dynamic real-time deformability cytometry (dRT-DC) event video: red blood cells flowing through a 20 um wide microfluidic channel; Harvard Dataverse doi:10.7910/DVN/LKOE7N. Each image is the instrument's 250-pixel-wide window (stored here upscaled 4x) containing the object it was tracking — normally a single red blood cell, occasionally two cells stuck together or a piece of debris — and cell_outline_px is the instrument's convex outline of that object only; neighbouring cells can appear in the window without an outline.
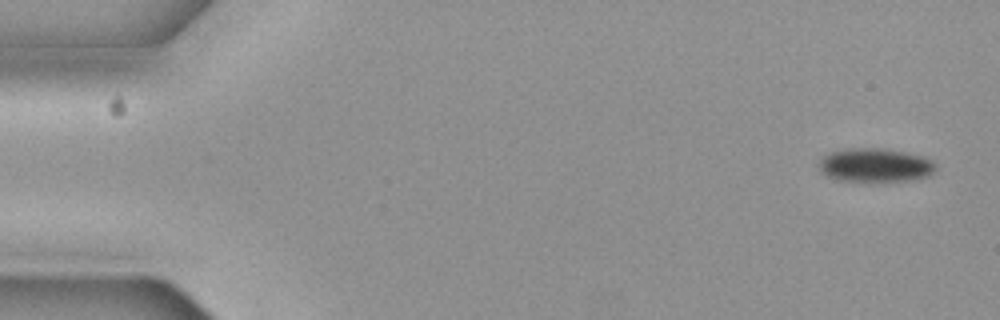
{"species": "common noctule bat (a hibernating species)", "species_latin": "Nyctalus noctula", "temperature_condition": "cold", "stored_images_in_passage": 5, "camera_frame_rate_fps": 3000, "um_per_image_px": 0.085, "animal": {"sex": "female", "body_mass_g": 19.3, "forearm_length_mm": 54.1}, "frame": {"image": 1, "passage_image": 1, "time_ms": 0.0, "image_size_px": [1000, 320], "cell_outline_px": [[936, 168], [928, 176], [900, 180], [844, 180], [828, 176], [820, 168], [820, 160], [824, 156], [832, 152], [848, 148], [888, 148], [908, 152], [924, 156], [932, 160], [936, 164]], "centroid_in_image_um": [74.45, 13.99], "position_along_channel_um": 10.6, "area_um2": 22.43}}